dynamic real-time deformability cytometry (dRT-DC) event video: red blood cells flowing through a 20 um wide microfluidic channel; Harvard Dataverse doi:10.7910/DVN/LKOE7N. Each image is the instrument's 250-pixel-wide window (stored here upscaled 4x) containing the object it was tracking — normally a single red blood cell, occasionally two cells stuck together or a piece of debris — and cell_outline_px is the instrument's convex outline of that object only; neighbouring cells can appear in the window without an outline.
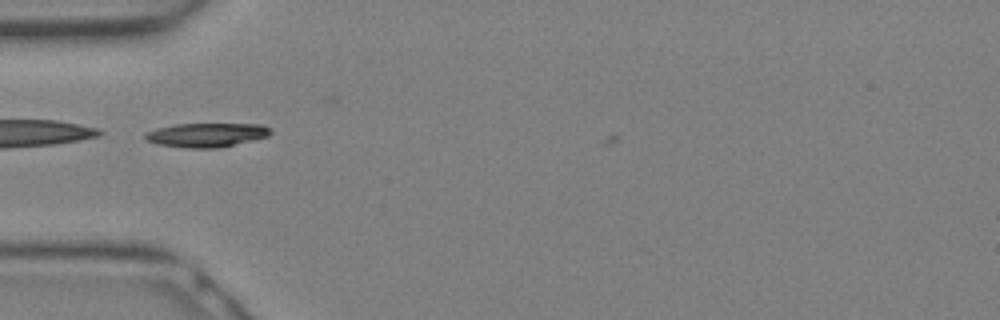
{"species": "Egyptian fruit bat (a non-hibernating species)", "species_latin": "Rousettus aegyptiacus", "temperature_condition": "warm", "stored_images_in_passage": 10, "camera_frame_rate_fps": 3000, "um_per_image_px": 0.085, "animal": {"sex": "female"}, "frame": {"image": 1, "passage_image": 7, "time_ms": 2.0, "image_size_px": [1000, 320], "cell_outline_px": [[272, 132], [268, 136], [220, 148], [188, 148], [156, 144], [144, 140], [144, 132], [156, 128], [176, 124], [264, 124], [272, 128]], "centroid_in_image_um": [17.53, 11.47], "position_along_channel_um": 67.5, "area_um2": 17.8}}
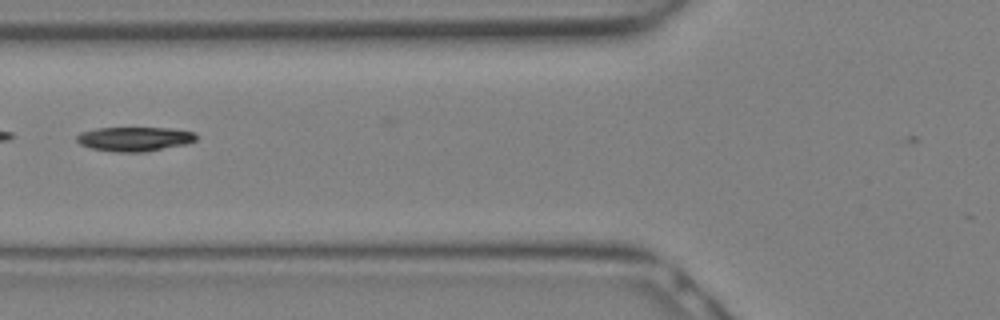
{"frame": {"image": 2, "passage_image": 9, "time_ms": 2.667, "image_size_px": [1000, 320], "cell_outline_px": [[196, 140], [188, 144], [144, 152], [116, 152], [92, 148], [80, 144], [76, 140], [76, 136], [80, 132], [96, 128], [168, 128], [196, 132]], "centroid_in_image_um": [11.44, 11.81], "position_along_channel_um": 114.4, "area_um2": 16.99}}